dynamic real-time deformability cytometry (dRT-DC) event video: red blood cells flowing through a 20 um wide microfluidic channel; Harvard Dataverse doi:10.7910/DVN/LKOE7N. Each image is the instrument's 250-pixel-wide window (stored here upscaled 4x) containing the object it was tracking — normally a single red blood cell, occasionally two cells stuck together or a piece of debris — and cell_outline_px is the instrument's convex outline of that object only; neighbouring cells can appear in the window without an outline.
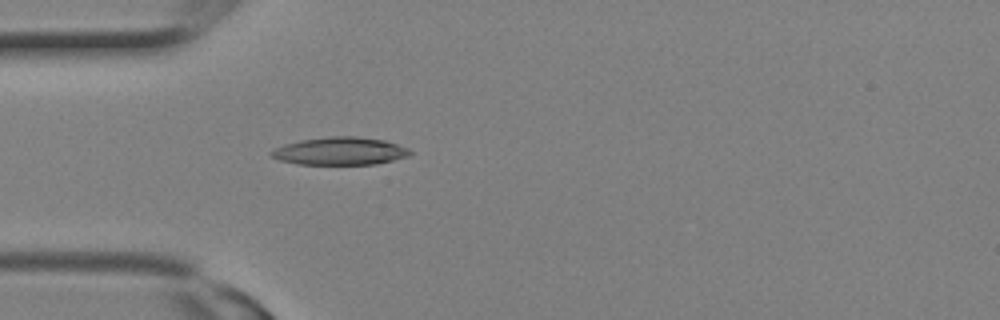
{"species": "Egyptian fruit bat (a non-hibernating species)", "species_latin": "Rousettus aegyptiacus", "temperature_condition": "room temperature", "stored_images_in_passage": 3, "camera_frame_rate_fps": 3000, "um_per_image_px": 0.085, "animal": {"sex": "female"}, "frame": {"image": 1, "passage_image": 3, "time_ms": 0.667, "image_size_px": [1000, 320], "cell_outline_px": [[412, 152], [408, 156], [376, 164], [296, 164], [280, 160], [272, 156], [268, 152], [284, 144], [300, 140], [328, 136], [356, 136], [384, 140], [408, 148]], "centroid_in_image_um": [28.88, 12.84], "position_along_channel_um": 56.1, "area_um2": 22.37}}